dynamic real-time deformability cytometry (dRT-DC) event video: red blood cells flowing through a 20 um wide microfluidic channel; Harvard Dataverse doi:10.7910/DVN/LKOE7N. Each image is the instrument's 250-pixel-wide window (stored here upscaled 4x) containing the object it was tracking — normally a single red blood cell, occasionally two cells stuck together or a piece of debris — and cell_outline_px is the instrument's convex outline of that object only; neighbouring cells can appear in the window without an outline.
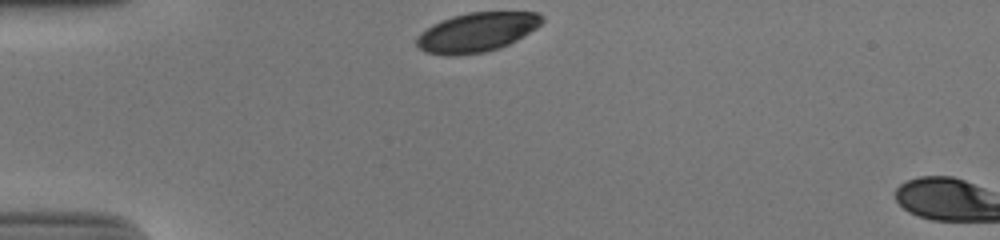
{"species": "human", "species_latin": "Homo sapiens", "temperature_condition": "cold", "stored_images_in_passage": 3, "camera_frame_rate_fps": 3000, "um_per_image_px": 0.085, "donor": {"sex": "male"}, "frame": {"image": 1, "passage_image": 1, "time_ms": 0.0, "image_size_px": [1000, 240], "cell_outline_px": [[544, 20], [536, 28], [516, 40], [500, 48], [484, 52], [452, 56], [448, 56], [424, 52], [416, 44], [416, 36], [432, 24], [440, 20], [452, 16], [468, 12], [540, 12], [544, 16]], "centroid_in_image_um": [40.51, 2.73], "position_along_channel_um": 44.5, "area_um2": 28.84}}